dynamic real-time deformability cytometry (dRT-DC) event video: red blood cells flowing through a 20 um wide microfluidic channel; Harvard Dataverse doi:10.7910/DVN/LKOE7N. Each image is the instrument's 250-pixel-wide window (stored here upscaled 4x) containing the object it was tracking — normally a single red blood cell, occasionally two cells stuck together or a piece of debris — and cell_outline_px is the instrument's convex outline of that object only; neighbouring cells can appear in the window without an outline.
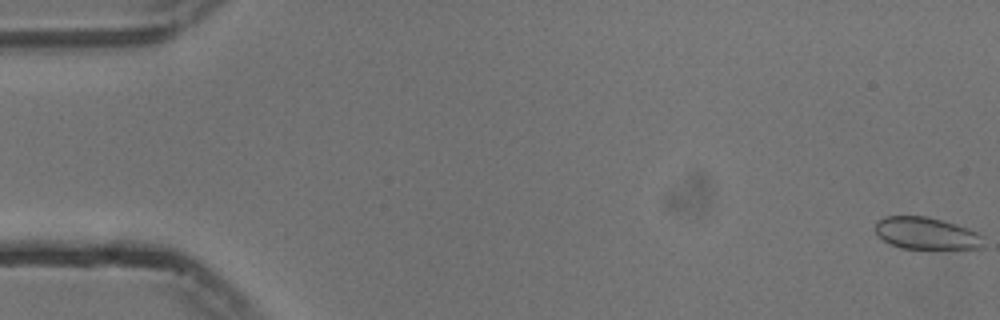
{"species": "common noctule bat (a hibernating species)", "species_latin": "Nyctalus noctula", "temperature_condition": "cold", "stored_images_in_passage": 15, "camera_frame_rate_fps": 3000, "um_per_image_px": 0.085, "animal": {"sex": "male", "body_mass_g": 13.3}, "frame": {"image": 1, "passage_image": 1, "time_ms": 0.0, "image_size_px": [1000, 320], "cell_outline_px": [[984, 248], [932, 252], [900, 248], [888, 244], [876, 232], [876, 220], [884, 216], [928, 216], [956, 224], [968, 228], [984, 236]], "centroid_in_image_um": [78.8, 19.9], "position_along_channel_um": 6.2, "area_um2": 21.5}}
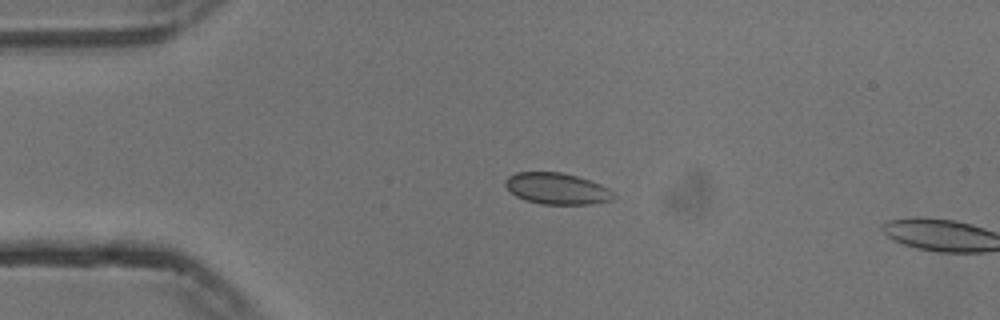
{"frame": {"image": 2, "passage_image": 13, "time_ms": 4.0, "image_size_px": [1000, 320], "cell_outline_px": [[616, 196], [612, 200], [592, 204], [540, 204], [516, 196], [504, 184], [504, 180], [508, 176], [516, 172], [560, 172], [576, 176], [600, 184], [608, 188]], "centroid_in_image_um": [47.34, 16.03], "position_along_channel_um": 37.7, "area_um2": 19.65}}